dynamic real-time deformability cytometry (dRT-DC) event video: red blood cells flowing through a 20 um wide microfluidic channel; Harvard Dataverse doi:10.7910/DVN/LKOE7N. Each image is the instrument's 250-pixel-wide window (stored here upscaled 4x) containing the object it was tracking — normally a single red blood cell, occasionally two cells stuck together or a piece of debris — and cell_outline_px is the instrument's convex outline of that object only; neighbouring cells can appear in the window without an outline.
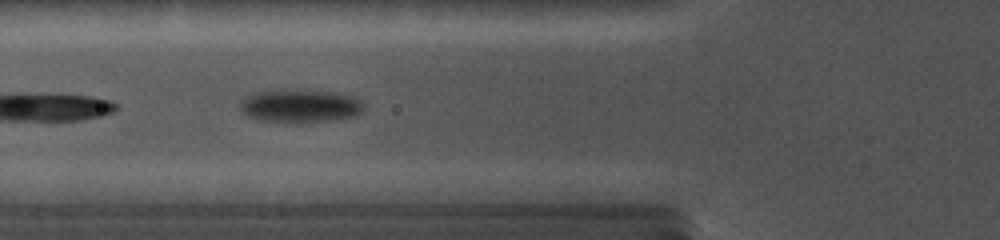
{"species": "common noctule bat (a hibernating species)", "species_latin": "Nyctalus noctula", "temperature_condition": "cold", "stored_images_in_passage": 23, "camera_frame_rate_fps": 5000, "um_per_image_px": 0.085, "animal": {"sex": "female", "body_mass_g": 19.0, "forearm_length_mm": 56.7}, "frame": {"image": 1, "passage_image": 11, "time_ms": 1.2, "image_size_px": [1000, 240], "cell_outline_px": [[364, 108], [356, 116], [336, 120], [292, 124], [288, 124], [256, 120], [240, 112], [240, 104], [248, 96], [260, 92], [328, 92], [348, 96], [360, 100]], "centroid_in_image_um": [25.49, 9.1], "position_along_channel_um": 100.3, "area_um2": 23.29}}